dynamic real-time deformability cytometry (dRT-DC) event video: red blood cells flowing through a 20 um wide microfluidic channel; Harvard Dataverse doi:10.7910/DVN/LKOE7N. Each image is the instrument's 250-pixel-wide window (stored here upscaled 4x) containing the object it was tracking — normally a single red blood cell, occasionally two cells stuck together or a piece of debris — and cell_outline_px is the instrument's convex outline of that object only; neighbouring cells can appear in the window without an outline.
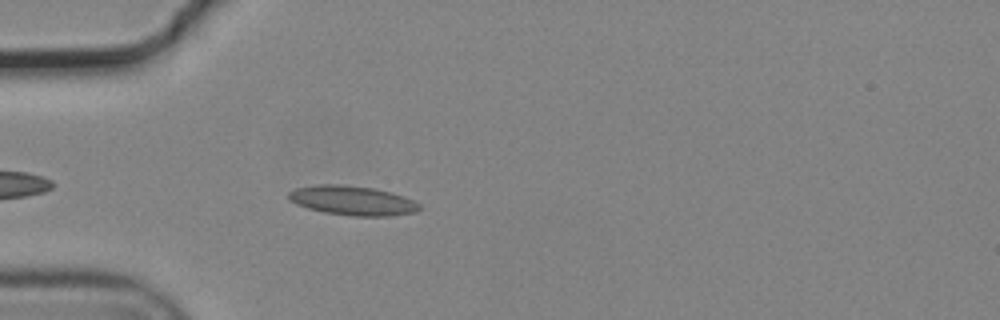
{"species": "common noctule bat (a hibernating species)", "species_latin": "Nyctalus noctula", "temperature_condition": "cold", "stored_images_in_passage": 36, "camera_frame_rate_fps": 3000, "um_per_image_px": 0.085, "animal": {"sex": "male", "body_mass_g": 19.2, "forearm_length_mm": 51.8}, "frame": {"image": 1, "passage_image": 5, "time_ms": 1.333, "image_size_px": [1000, 320], "cell_outline_px": [[420, 208], [416, 212], [388, 216], [352, 216], [324, 212], [308, 208], [296, 204], [288, 196], [288, 192], [296, 188], [320, 184], [336, 184], [372, 188], [392, 192], [404, 196], [420, 204]], "centroid_in_image_um": [29.97, 17.05], "position_along_channel_um": 55.0, "area_um2": 22.25}}
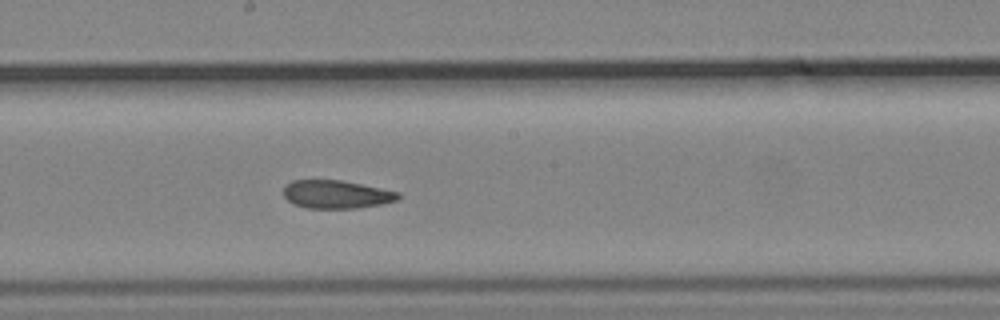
{"frame": {"image": 2, "passage_image": 19, "time_ms": 6.0, "image_size_px": [1000, 320], "cell_outline_px": [[400, 196], [396, 200], [380, 204], [356, 208], [308, 208], [292, 204], [284, 196], [284, 184], [292, 180], [340, 180], [400, 192]], "centroid_in_image_um": [28.54, 16.52], "position_along_channel_um": 219.7, "area_um2": 18.73}}
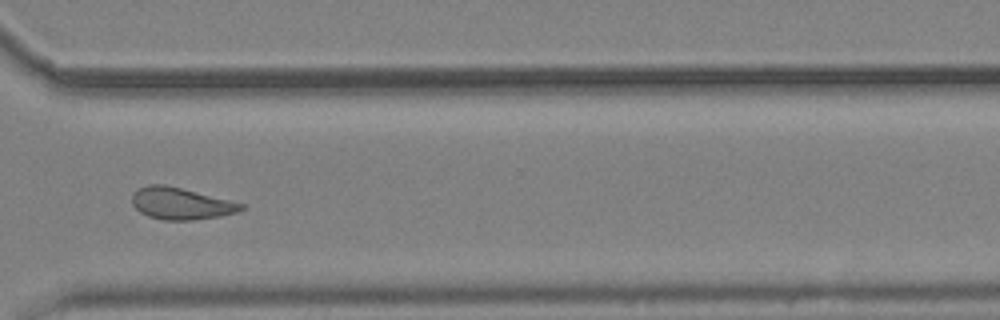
{"frame": {"image": 3, "passage_image": 30, "time_ms": 9.667, "image_size_px": [1000, 320], "cell_outline_px": [[244, 208], [236, 212], [220, 216], [192, 220], [164, 220], [148, 216], [140, 212], [132, 204], [132, 192], [148, 184], [164, 184], [244, 204]], "centroid_in_image_um": [15.32, 17.3], "position_along_channel_um": 355.3, "area_um2": 19.94}, "authors_computed_cell_mechanics": {"area_um2": 19.941, "velocity_mm_per_s": 3.7079, "shape_relaxation_time_tau1_ms": 9.0404, "shape_relaxation_time_tau2_ms": 2.7266, "deformation_change_tau1": 0.1782, "deformation_change_tau2": 0.0897}}